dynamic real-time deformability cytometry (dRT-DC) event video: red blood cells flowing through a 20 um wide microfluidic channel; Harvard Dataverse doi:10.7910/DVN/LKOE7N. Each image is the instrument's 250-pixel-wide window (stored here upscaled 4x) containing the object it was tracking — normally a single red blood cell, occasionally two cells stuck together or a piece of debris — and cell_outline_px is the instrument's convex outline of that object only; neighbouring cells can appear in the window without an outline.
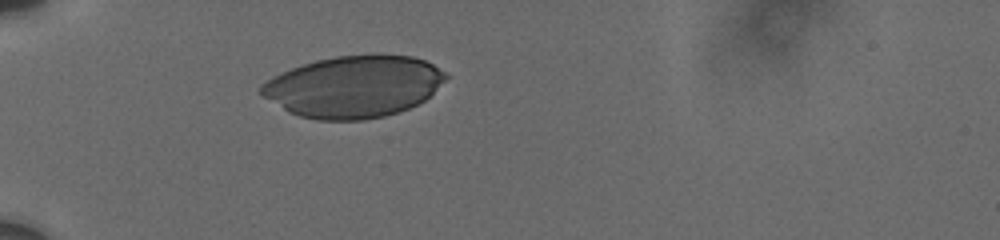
{"species": "human", "species_latin": "Homo sapiens", "temperature_condition": "cold", "stored_images_in_passage": 3, "camera_frame_rate_fps": 3000, "um_per_image_px": 0.085, "donor": {"sex": "male"}, "frame": {"image": 1, "passage_image": 1, "time_ms": 0.0, "image_size_px": [1000, 240], "cell_outline_px": [[448, 76], [424, 100], [408, 108], [384, 116], [364, 120], [316, 120], [300, 116], [288, 112], [264, 96], [260, 92], [260, 84], [292, 68], [316, 60], [336, 56], [376, 52], [380, 52], [412, 56], [424, 60], [432, 64], [444, 72]], "centroid_in_image_um": [30.08, 7.33], "position_along_channel_um": 54.9, "area_um2": 66.35}}